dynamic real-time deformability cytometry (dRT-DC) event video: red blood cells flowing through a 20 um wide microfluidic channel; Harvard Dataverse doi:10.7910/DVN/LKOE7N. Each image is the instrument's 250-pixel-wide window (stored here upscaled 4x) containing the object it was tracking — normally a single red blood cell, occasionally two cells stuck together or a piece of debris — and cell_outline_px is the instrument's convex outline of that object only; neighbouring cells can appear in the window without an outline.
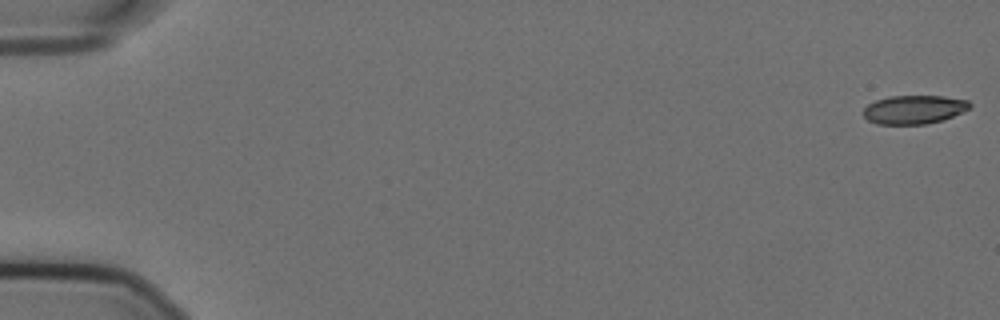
{"species": "Egyptian fruit bat (a non-hibernating species)", "species_latin": "Rousettus aegyptiacus", "temperature_condition": "cold", "stored_images_in_passage": 57, "camera_frame_rate_fps": 3000, "um_per_image_px": 0.085, "animal": {"sex": "female"}, "frame": {"image": 1, "passage_image": 1, "time_ms": 0.0, "image_size_px": [1000, 320], "cell_outline_px": [[972, 108], [944, 120], [924, 124], [876, 124], [868, 120], [864, 116], [864, 108], [868, 104], [876, 100], [888, 96], [944, 96], [968, 100], [972, 104]], "centroid_in_image_um": [77.73, 9.31], "position_along_channel_um": 7.3, "area_um2": 17.92}}
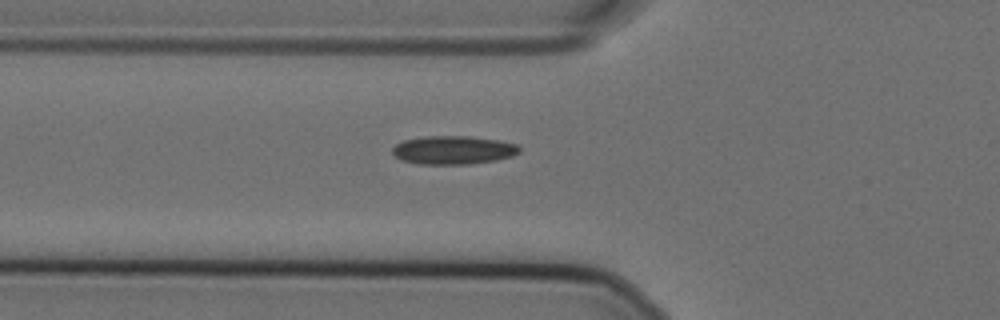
{"frame": {"image": 2, "passage_image": 21, "time_ms": 6.667, "image_size_px": [1000, 320], "cell_outline_px": [[520, 152], [512, 156], [496, 160], [468, 164], [416, 164], [400, 160], [392, 156], [392, 148], [396, 144], [404, 140], [424, 136], [468, 136], [500, 140], [520, 144]], "centroid_in_image_um": [38.52, 12.75], "position_along_channel_um": 87.3, "area_um2": 21.39}}
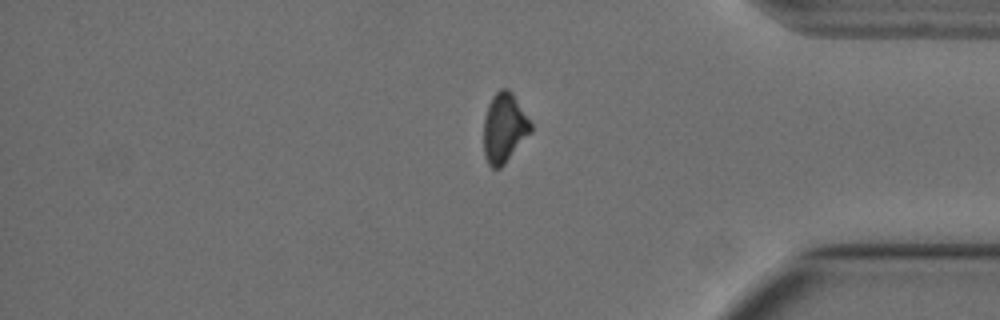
{"frame": {"image": 3, "passage_image": 48, "time_ms": 15.667, "image_size_px": [1000, 320], "cell_outline_px": [[532, 132], [504, 164], [500, 168], [492, 168], [488, 164], [484, 156], [484, 120], [488, 104], [492, 96], [500, 88], [508, 88], [512, 92], [532, 124]], "centroid_in_image_um": [42.86, 10.87], "position_along_channel_um": 392.3, "area_um2": 19.13}, "authors_computed_cell_mechanics": {"area_um2": 19.652, "velocity_mm_per_s": 3.5825, "shape_relaxation_time_tau1_ms": null, "shape_relaxation_time_tau2_ms": 4.783, "deformation_change_tau1": null, "deformation_change_tau2": 0.1045}}